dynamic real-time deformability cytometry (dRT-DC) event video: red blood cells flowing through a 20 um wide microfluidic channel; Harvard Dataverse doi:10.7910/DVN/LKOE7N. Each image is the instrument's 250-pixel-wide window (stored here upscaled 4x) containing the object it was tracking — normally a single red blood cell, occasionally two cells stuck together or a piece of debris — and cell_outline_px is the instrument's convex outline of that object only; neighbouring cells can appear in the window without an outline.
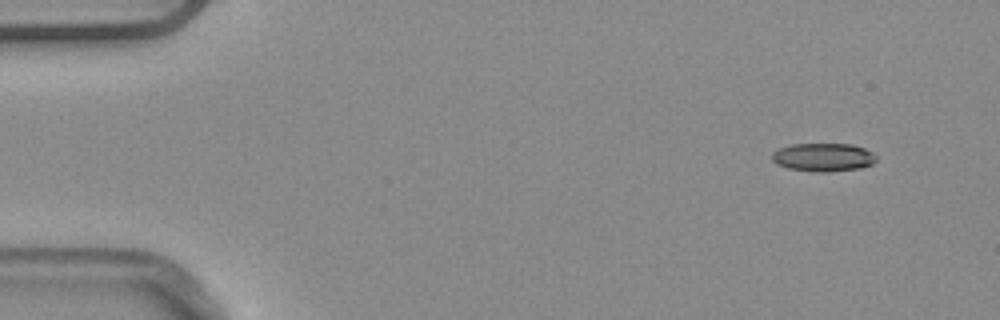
{"species": "common noctule bat (a hibernating species)", "species_latin": "Nyctalus noctula", "temperature_condition": "warm", "stored_images_in_passage": 5, "camera_frame_rate_fps": 3000, "um_per_image_px": 0.085, "animal": {"sex": "male", "body_mass_g": 20.4}, "frame": {"image": 1, "passage_image": 1, "time_ms": 0.0, "image_size_px": [1000, 320], "cell_outline_px": [[876, 160], [872, 164], [860, 168], [828, 172], [816, 172], [788, 168], [776, 164], [772, 160], [772, 152], [780, 148], [792, 144], [852, 144], [864, 148], [872, 152], [876, 156]], "centroid_in_image_um": [69.97, 13.37], "position_along_channel_um": 15.0, "area_um2": 17.22}}
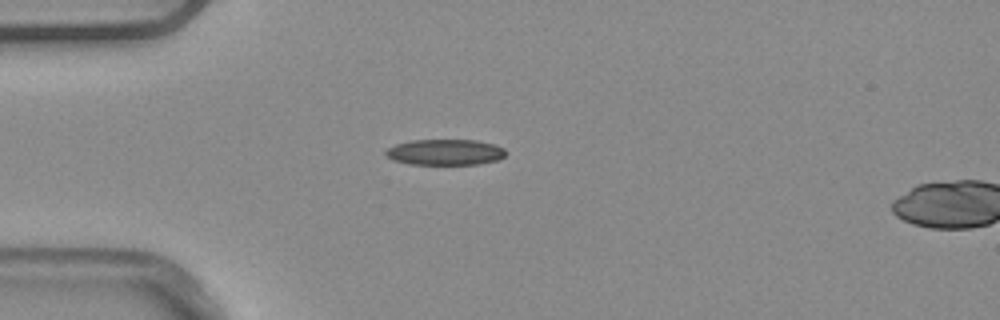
{"frame": {"image": 2, "passage_image": 4, "time_ms": 1.0, "image_size_px": [1000, 320], "cell_outline_px": [[504, 156], [496, 160], [480, 164], [412, 164], [392, 160], [384, 152], [388, 148], [396, 144], [412, 140], [476, 140], [496, 144], [504, 148]], "centroid_in_image_um": [37.84, 12.93], "position_along_channel_um": 47.2, "area_um2": 17.98}}